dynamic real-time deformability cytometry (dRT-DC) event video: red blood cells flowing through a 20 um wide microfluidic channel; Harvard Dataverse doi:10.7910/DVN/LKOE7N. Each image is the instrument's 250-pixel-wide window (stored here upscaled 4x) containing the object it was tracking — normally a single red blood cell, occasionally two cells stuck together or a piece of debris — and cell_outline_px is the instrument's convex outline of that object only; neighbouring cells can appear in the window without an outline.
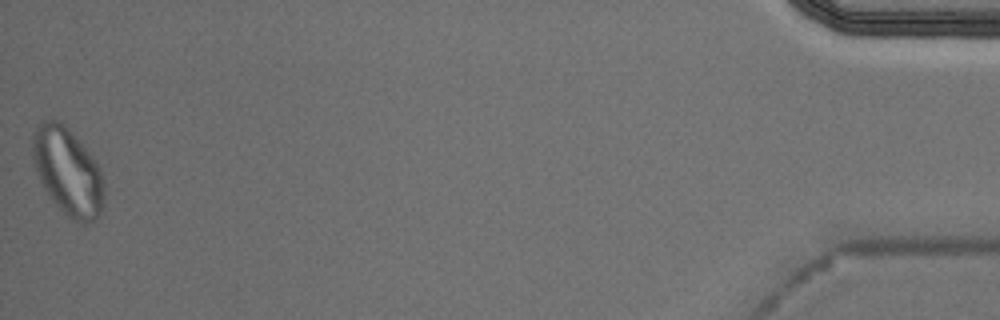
{"species": "Egyptian fruit bat (a non-hibernating species)", "species_latin": "Rousettus aegyptiacus", "temperature_condition": "cold", "stored_images_in_passage": 51, "camera_frame_rate_fps": 3000, "um_per_image_px": 0.085, "animal": {"sex": "male"}, "frame": {"image": 1, "passage_image": 51, "time_ms": 16.667, "image_size_px": [1000, 320], "cell_outline_px": [[104, 204], [100, 212], [92, 224], [80, 224], [72, 220], [52, 200], [44, 188], [40, 180], [32, 156], [32, 136], [36, 128], [44, 120], [56, 120], [68, 128], [92, 156], [100, 168], [104, 180]], "centroid_in_image_um": [5.79, 14.62], "position_along_channel_um": 429.4, "area_um2": 36.3}, "authors_computed_cell_mechanics": {"area_um2": 20.9814, "velocity_mm_per_s": 3.7023, "shape_relaxation_time_tau1_ms": null, "shape_relaxation_time_tau2_ms": 4.6279, "deformation_change_tau1": null, "deformation_change_tau2": 0.1242}}